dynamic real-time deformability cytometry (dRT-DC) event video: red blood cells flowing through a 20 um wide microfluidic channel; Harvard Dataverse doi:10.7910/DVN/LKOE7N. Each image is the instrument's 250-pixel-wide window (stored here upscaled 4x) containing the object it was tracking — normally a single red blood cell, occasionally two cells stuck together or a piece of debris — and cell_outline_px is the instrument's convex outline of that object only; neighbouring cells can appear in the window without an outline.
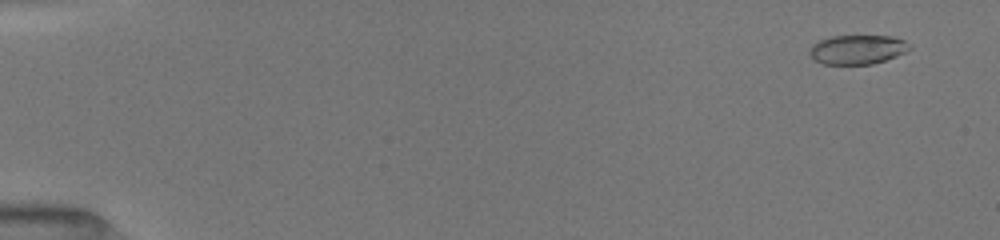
{"species": "common noctule bat (a hibernating species)", "species_latin": "Nyctalus noctula", "temperature_condition": "room temperature", "stored_images_in_passage": 14, "camera_frame_rate_fps": 3000, "um_per_image_px": 0.085, "animal": {"sex": "female", "body_mass_g": 19.5, "forearm_length_mm": 54.1}, "frame": {"image": 1, "passage_image": 2, "time_ms": 0.667, "image_size_px": [1000, 240], "cell_outline_px": [[912, 48], [896, 56], [872, 64], [824, 64], [816, 60], [808, 52], [812, 44], [816, 40], [832, 36], [892, 36], [904, 40]], "centroid_in_image_um": [72.85, 4.2], "position_along_channel_um": 12.1, "area_um2": 16.99}}
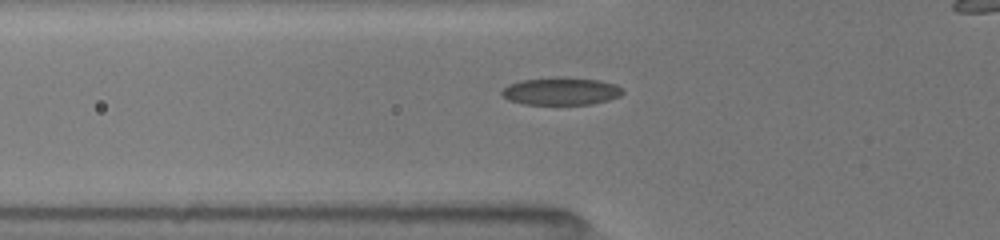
{"frame": {"image": 2, "passage_image": 12, "time_ms": 6.0, "image_size_px": [1000, 240], "cell_outline_px": [[624, 92], [620, 96], [608, 100], [592, 104], [524, 104], [508, 100], [500, 92], [508, 84], [520, 80], [556, 76], [560, 76], [600, 80], [616, 84]], "centroid_in_image_um": [47.68, 7.73], "position_along_channel_um": 78.1, "area_um2": 19.65}}
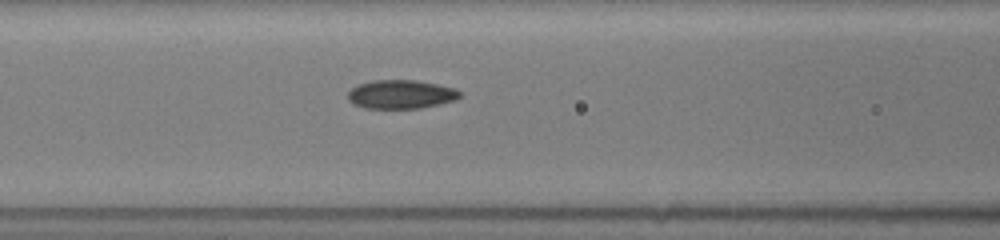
{"frame": {"image": 3, "passage_image": 14, "time_ms": 7.333, "image_size_px": [1000, 240], "cell_outline_px": [[460, 96], [456, 100], [440, 104], [420, 108], [364, 108], [352, 104], [348, 100], [348, 92], [356, 84], [372, 80], [416, 80], [456, 88], [460, 92]], "centroid_in_image_um": [34.05, 8.01], "position_along_channel_um": 132.5, "area_um2": 18.9}}